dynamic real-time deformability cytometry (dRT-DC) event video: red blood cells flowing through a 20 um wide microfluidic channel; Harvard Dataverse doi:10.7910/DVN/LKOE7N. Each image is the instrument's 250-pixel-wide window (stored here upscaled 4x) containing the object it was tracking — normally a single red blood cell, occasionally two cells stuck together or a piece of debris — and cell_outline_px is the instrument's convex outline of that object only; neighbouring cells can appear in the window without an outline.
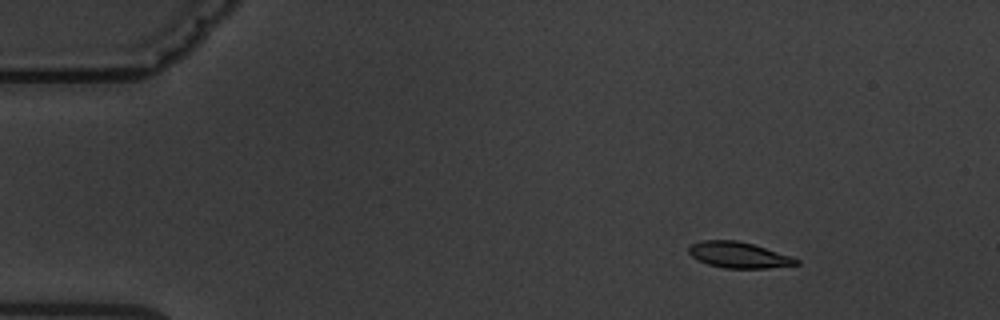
{"species": "common noctule bat (a hibernating species)", "species_latin": "Nyctalus noctula", "temperature_condition": "warm", "stored_images_in_passage": 5, "camera_frame_rate_fps": 3000, "um_per_image_px": 0.085, "animal": {"sex": "male", "body_mass_g": 19.5, "forearm_length_mm": 54.6}, "frame": {"image": 1, "passage_image": 2, "time_ms": 1.0, "image_size_px": [1000, 320], "cell_outline_px": [[800, 264], [768, 268], [724, 268], [708, 264], [692, 256], [688, 252], [688, 244], [700, 240], [736, 240], [752, 244], [792, 256], [800, 260]], "centroid_in_image_um": [62.78, 21.66], "position_along_channel_um": 22.2, "area_um2": 16.3}}
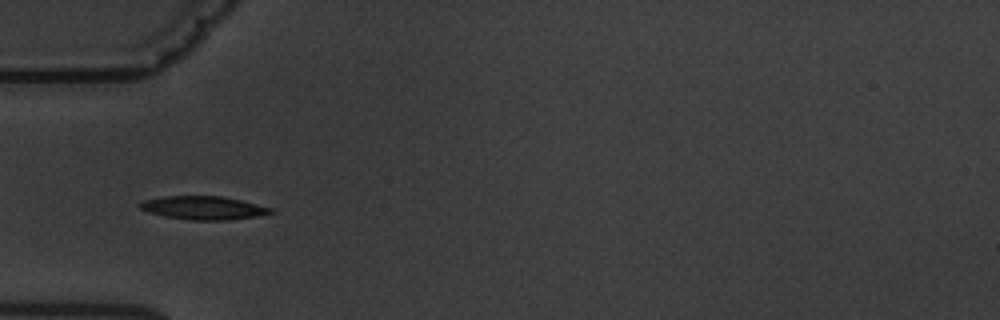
{"frame": {"image": 2, "passage_image": 5, "time_ms": 4.667, "image_size_px": [1000, 320], "cell_outline_px": [[276, 212], [256, 216], [228, 220], [192, 220], [164, 216], [148, 212], [140, 208], [136, 204], [144, 200], [164, 196], [220, 196], [240, 200], [272, 208]], "centroid_in_image_um": [17.26, 17.67], "position_along_channel_um": 67.7, "area_um2": 17.74}}